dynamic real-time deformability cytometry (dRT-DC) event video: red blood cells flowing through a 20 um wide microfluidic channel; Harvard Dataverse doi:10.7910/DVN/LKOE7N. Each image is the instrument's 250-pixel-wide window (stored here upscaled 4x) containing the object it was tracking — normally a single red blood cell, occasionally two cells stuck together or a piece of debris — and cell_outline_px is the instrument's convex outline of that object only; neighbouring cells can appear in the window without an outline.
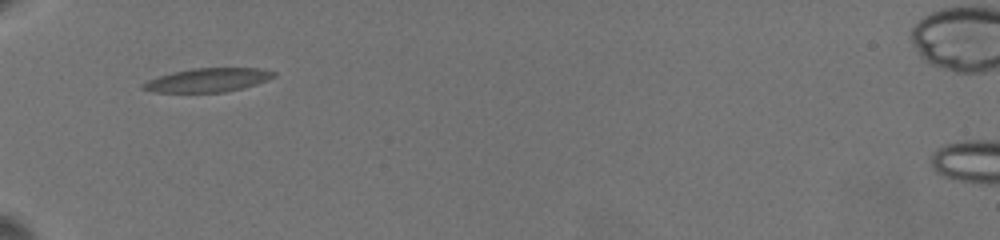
{"species": "common noctule bat (a hibernating species)", "species_latin": "Nyctalus noctula", "temperature_condition": "warm", "stored_images_in_passage": 64, "camera_frame_rate_fps": 3000, "um_per_image_px": 0.085, "animal": {"sex": "female", "body_mass_g": 19.5, "forearm_length_mm": 54.1}, "frame": {"image": 1, "passage_image": 1, "time_ms": 0.0, "image_size_px": [1000, 240], "cell_outline_px": [[276, 76], [268, 80], [256, 84], [224, 92], [152, 92], [140, 88], [140, 84], [148, 80], [160, 76], [192, 68], [260, 68], [276, 72]], "centroid_in_image_um": [17.66, 6.8], "position_along_channel_um": 67.3, "area_um2": 17.98}}
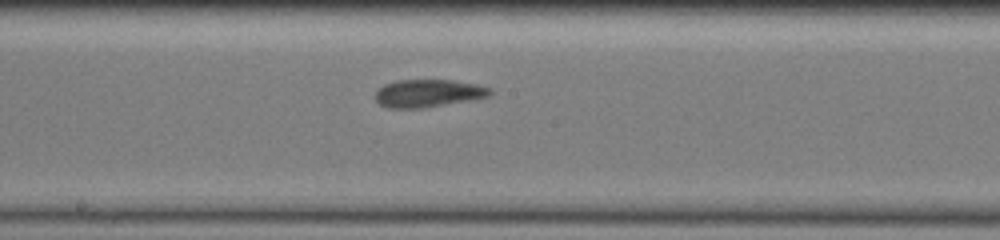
{"frame": {"image": 2, "passage_image": 21, "time_ms": 4.333, "image_size_px": [1000, 240], "cell_outline_px": [[492, 92], [488, 96], [468, 100], [424, 108], [388, 108], [380, 104], [376, 100], [376, 92], [384, 84], [396, 80], [452, 80], [476, 84], [492, 88]], "centroid_in_image_um": [36.38, 7.92], "position_along_channel_um": 211.8, "area_um2": 18.38}}
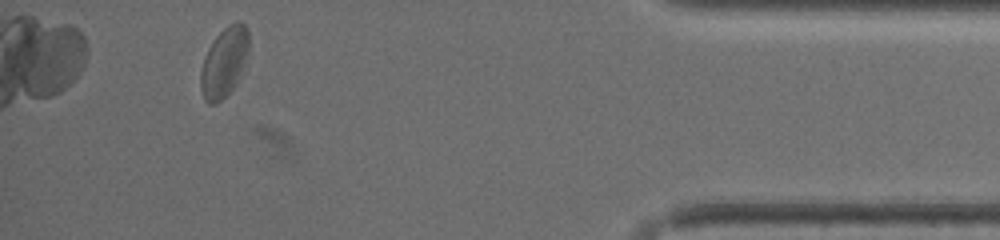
{"frame": {"image": 3, "passage_image": 56, "time_ms": 11.333, "image_size_px": [1000, 240], "cell_outline_px": [[248, 52], [236, 84], [220, 100], [212, 104], [208, 104], [204, 100], [200, 88], [200, 72], [208, 48], [216, 36], [228, 24], [236, 20], [240, 20], [248, 28]], "centroid_in_image_um": [19.05, 5.25], "position_along_channel_um": 416.2, "area_um2": 19.36}, "authors_computed_cell_mechanics": {"area_um2": 18.7561, "velocity_mm_per_s": 3.5423, "shape_relaxation_time_tau1_ms": 6.8024, "shape_relaxation_time_tau2_ms": 1.4762, "deformation_change_tau1": 0.1602, "deformation_change_tau2": 0.0674}}